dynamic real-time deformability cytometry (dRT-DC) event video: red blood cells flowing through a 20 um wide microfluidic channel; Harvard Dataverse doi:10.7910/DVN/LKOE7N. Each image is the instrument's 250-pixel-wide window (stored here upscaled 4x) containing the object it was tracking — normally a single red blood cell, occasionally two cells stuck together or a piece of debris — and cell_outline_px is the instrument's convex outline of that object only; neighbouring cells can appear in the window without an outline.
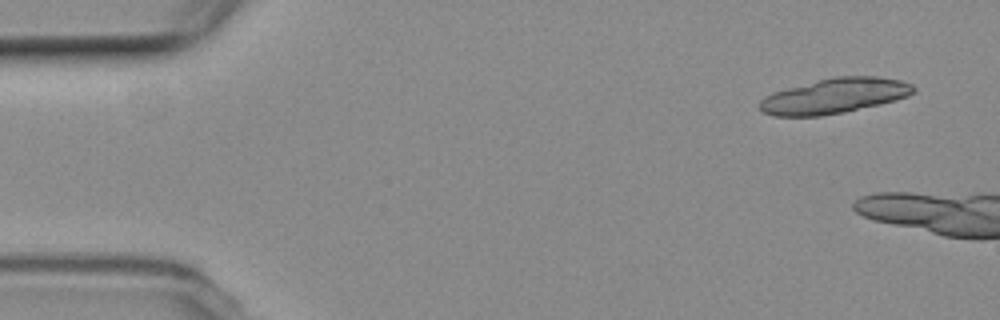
{"species": "common noctule bat (a hibernating species)", "species_latin": "Nyctalus noctula", "temperature_condition": "room temperature", "stored_images_in_passage": 4, "camera_frame_rate_fps": 3000, "um_per_image_px": 0.085, "animal": {"sex": "female", "body_mass_g": 19.3, "forearm_length_mm": 54.1}, "frame": {"image": 1, "passage_image": 1, "time_ms": 0.0, "image_size_px": [1000, 320], "cell_outline_px": [[916, 92], [908, 96], [896, 100], [880, 104], [844, 112], [820, 116], [772, 116], [764, 112], [760, 108], [760, 100], [764, 96], [772, 92], [816, 80], [832, 76], [876, 76], [900, 80], [912, 84], [916, 88]], "centroid_in_image_um": [70.94, 8.14], "position_along_channel_um": 14.1, "area_um2": 31.67}}